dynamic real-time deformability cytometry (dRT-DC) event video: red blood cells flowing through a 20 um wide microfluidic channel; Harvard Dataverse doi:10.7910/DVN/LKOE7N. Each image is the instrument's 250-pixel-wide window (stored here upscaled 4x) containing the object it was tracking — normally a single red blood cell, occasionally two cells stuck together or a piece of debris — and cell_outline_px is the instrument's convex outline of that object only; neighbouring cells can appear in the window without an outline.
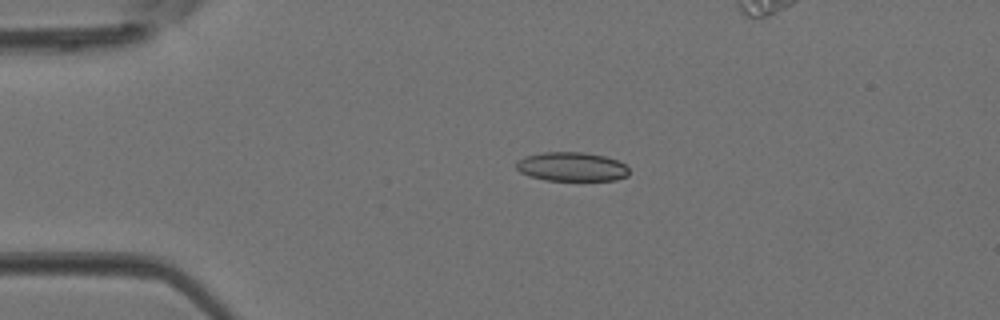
{"species": "Egyptian fruit bat (a non-hibernating species)", "species_latin": "Rousettus aegyptiacus", "temperature_condition": "room temperature", "stored_images_in_passage": 4, "camera_frame_rate_fps": 3000, "um_per_image_px": 0.085, "animal": {"sex": "female"}, "frame": {"image": 1, "passage_image": 2, "time_ms": 0.333, "image_size_px": [1000, 320], "cell_outline_px": [[628, 176], [616, 180], [544, 180], [528, 176], [520, 172], [516, 168], [516, 160], [524, 156], [544, 152], [584, 152], [604, 156], [616, 160], [624, 164], [628, 168]], "centroid_in_image_um": [48.55, 14.17], "position_along_channel_um": 36.4, "area_um2": 19.19}}
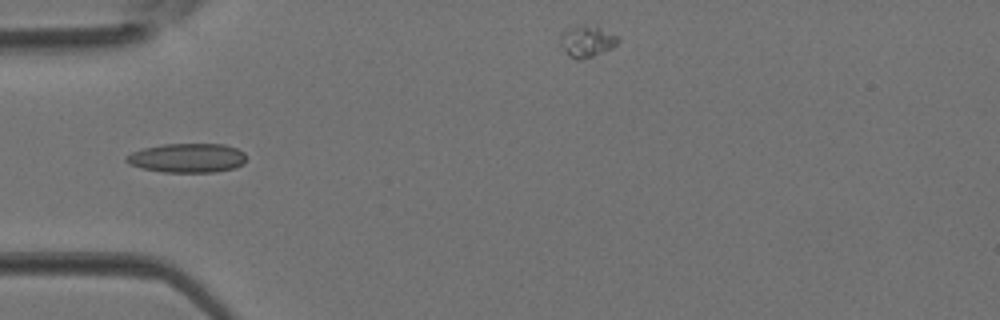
{"frame": {"image": 2, "passage_image": 3, "time_ms": 0.667, "image_size_px": [1000, 320], "cell_outline_px": [[244, 164], [236, 168], [216, 172], [164, 172], [144, 168], [128, 164], [124, 160], [124, 156], [132, 152], [144, 148], [164, 144], [224, 144], [236, 148], [244, 152]], "centroid_in_image_um": [15.92, 13.43], "position_along_channel_um": 69.1, "area_um2": 20.46}}